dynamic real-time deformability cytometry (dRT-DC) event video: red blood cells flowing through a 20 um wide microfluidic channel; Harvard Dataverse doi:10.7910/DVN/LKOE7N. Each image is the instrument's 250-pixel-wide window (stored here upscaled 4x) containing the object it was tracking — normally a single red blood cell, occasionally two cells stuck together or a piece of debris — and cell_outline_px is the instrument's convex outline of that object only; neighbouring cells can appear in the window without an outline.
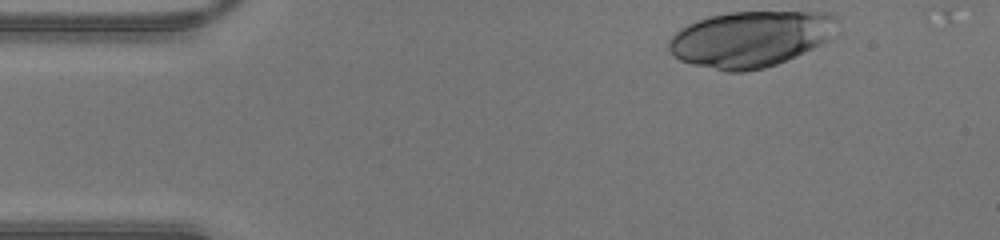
{"species": "human", "species_latin": "Homo sapiens", "temperature_condition": "warm", "stored_images_in_passage": 36, "camera_frame_rate_fps": 3000, "um_per_image_px": 0.085, "donor": {"sex": "male"}, "frame": {"image": 1, "passage_image": 1, "time_ms": 0.0, "image_size_px": [1000, 240], "cell_outline_px": [[840, 32], [820, 44], [796, 56], [776, 64], [764, 68], [744, 72], [728, 72], [692, 64], [680, 60], [668, 52], [668, 40], [680, 28], [696, 20], [708, 16], [728, 12], [832, 12], [840, 16]], "centroid_in_image_um": [63.85, 3.29], "position_along_channel_um": 21.1, "area_um2": 55.78}}
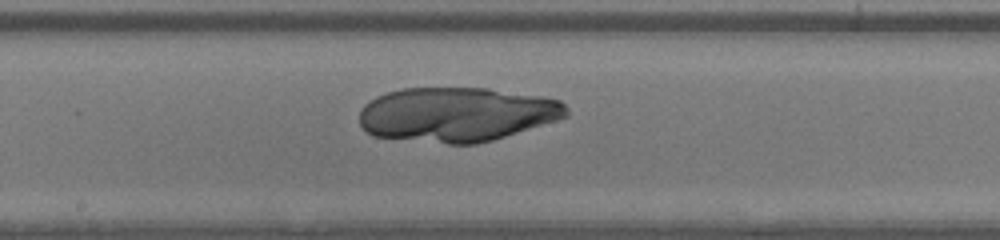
{"frame": {"image": 2, "passage_image": 19, "time_ms": 6.0, "image_size_px": [1000, 240], "cell_outline_px": [[568, 116], [556, 120], [492, 140], [476, 144], [448, 144], [372, 136], [360, 124], [360, 108], [364, 104], [376, 96], [388, 92], [404, 88], [488, 88], [544, 96], [560, 100], [568, 108]], "centroid_in_image_um": [38.82, 9.72], "position_along_channel_um": 209.4, "area_um2": 65.78}}
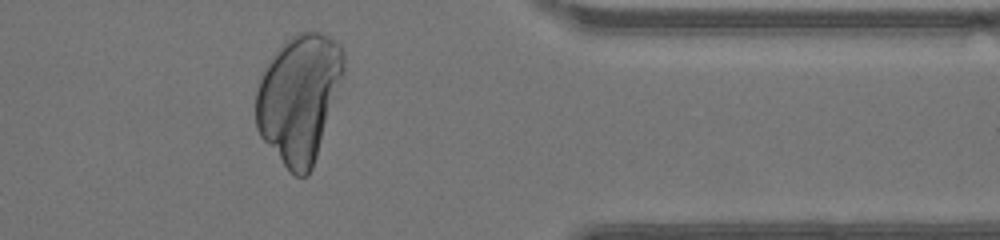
{"frame": {"image": 3, "passage_image": 32, "time_ms": 10.333, "image_size_px": [1000, 240], "cell_outline_px": [[344, 76], [312, 168], [304, 176], [296, 176], [284, 164], [260, 136], [256, 128], [256, 92], [260, 80], [272, 56], [292, 36], [300, 32], [320, 32], [336, 40], [340, 44], [344, 52]], "centroid_in_image_um": [25.44, 8.31], "position_along_channel_um": 386.0, "area_um2": 64.5}}